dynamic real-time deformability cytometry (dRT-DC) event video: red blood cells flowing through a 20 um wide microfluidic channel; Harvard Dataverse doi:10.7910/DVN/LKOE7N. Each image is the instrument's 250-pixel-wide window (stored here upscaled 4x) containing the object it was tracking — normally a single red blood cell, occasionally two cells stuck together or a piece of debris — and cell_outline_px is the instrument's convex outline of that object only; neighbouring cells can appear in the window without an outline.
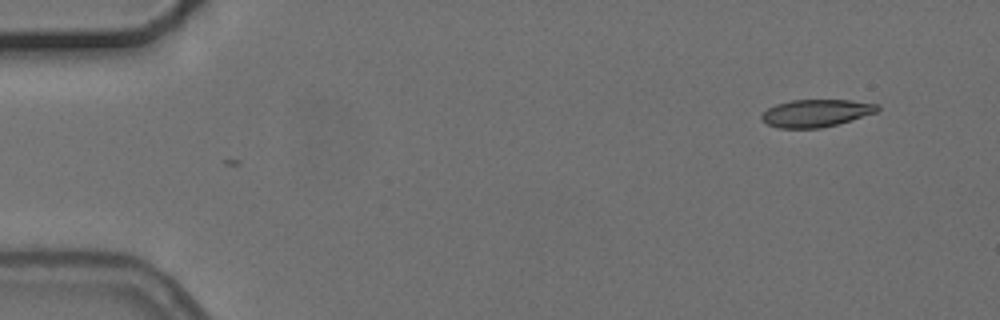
{"species": "common noctule bat (a hibernating species)", "species_latin": "Nyctalus noctula", "temperature_condition": "cold", "stored_images_in_passage": 5, "segment_of_instrument_passage": [2, 2], "camera_frame_rate_fps": 3000, "um_per_image_px": 0.085, "animal": {"sex": "female", "body_mass_g": 24.6, "forearm_length_mm": 56.2}, "frame": {"image": 1, "passage_image": 5, "time_ms": 6.333, "image_size_px": [1000, 320], "cell_outline_px": [[880, 112], [836, 124], [820, 128], [776, 128], [768, 124], [760, 116], [768, 108], [776, 104], [792, 100], [852, 100], [880, 104]], "centroid_in_image_um": [69.42, 9.61], "position_along_channel_um": 15.6, "area_um2": 18.61}}